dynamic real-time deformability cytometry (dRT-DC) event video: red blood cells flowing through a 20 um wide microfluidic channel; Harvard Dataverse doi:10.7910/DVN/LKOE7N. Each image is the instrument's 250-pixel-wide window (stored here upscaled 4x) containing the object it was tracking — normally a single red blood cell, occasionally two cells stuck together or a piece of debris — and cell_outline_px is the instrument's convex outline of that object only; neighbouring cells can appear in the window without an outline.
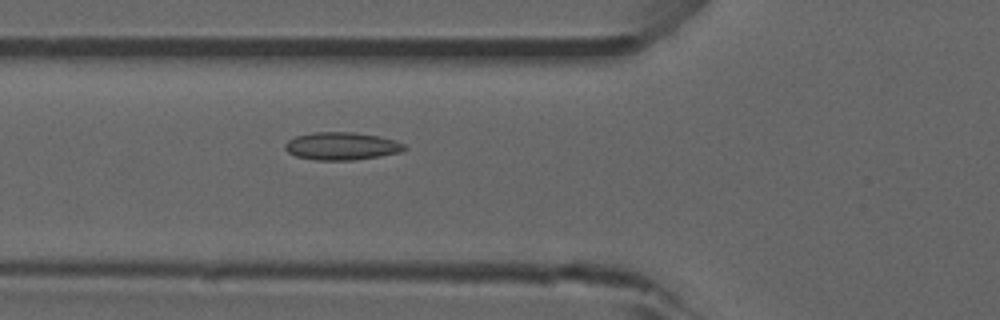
{"species": "common noctule bat (a hibernating species)", "species_latin": "Nyctalus noctula", "temperature_condition": "room temperature", "stored_images_in_passage": 43, "camera_frame_rate_fps": 3000, "um_per_image_px": 0.085, "animal": {"sex": "male", "forearm_length_mm": 52.5}, "frame": {"image": 1, "passage_image": 19, "time_ms": 6.0, "image_size_px": [1000, 320], "cell_outline_px": [[408, 148], [400, 152], [352, 160], [316, 160], [296, 156], [288, 152], [284, 148], [284, 144], [288, 140], [296, 136], [312, 132], [352, 132], [380, 136], [396, 140], [404, 144]], "centroid_in_image_um": [29.03, 12.41], "position_along_channel_um": 96.8, "area_um2": 19.25}, "authors_computed_cell_mechanics": {"area_um2": 18.3804, "velocity_mm_per_s": 3.8477, "shape_relaxation_time_tau1_ms": null, "shape_relaxation_time_tau2_ms": 1.7636, "deformation_change_tau1": null, "deformation_change_tau2": 0.0663}}